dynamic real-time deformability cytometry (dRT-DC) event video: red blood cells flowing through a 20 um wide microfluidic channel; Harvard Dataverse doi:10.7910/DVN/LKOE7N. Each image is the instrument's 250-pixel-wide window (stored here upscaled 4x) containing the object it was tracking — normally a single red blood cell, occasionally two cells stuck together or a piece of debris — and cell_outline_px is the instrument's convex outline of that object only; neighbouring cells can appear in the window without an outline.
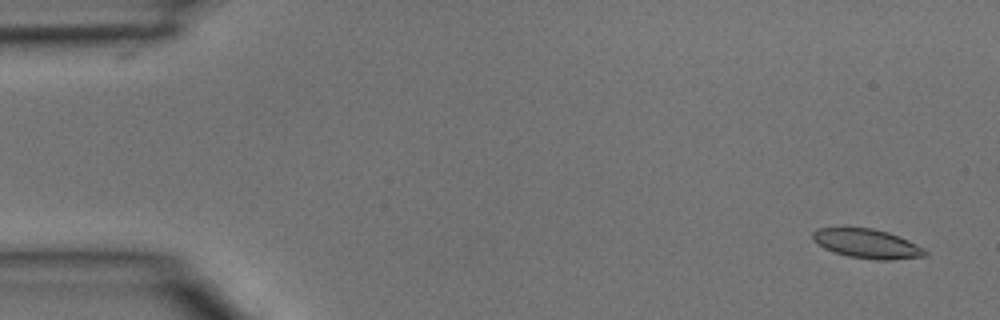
{"species": "common noctule bat (a hibernating species)", "species_latin": "Nyctalus noctula", "temperature_condition": "room temperature", "stored_images_in_passage": 3, "camera_frame_rate_fps": 3000, "um_per_image_px": 0.085, "animal": {"sex": "male", "body_mass_g": 15.6}, "frame": {"image": 1, "passage_image": 1, "time_ms": 0.0, "image_size_px": [1000, 320], "cell_outline_px": [[928, 252], [924, 256], [892, 260], [876, 260], [848, 256], [824, 248], [816, 244], [812, 240], [812, 232], [820, 228], [872, 228], [888, 232], [908, 240], [924, 248]], "centroid_in_image_um": [73.69, 20.71], "position_along_channel_um": 11.3, "area_um2": 19.07}}
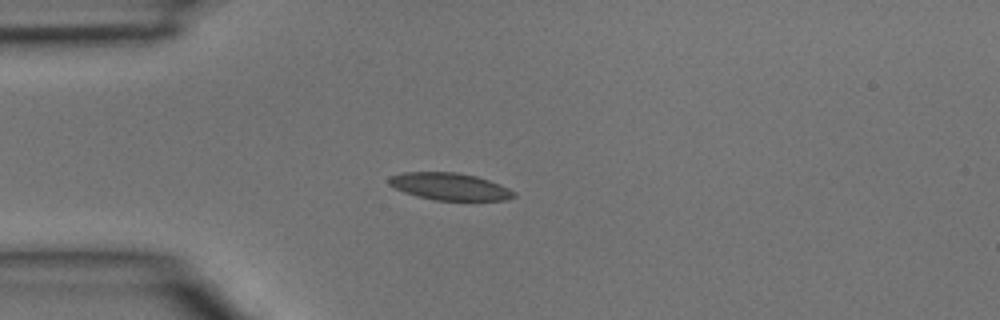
{"frame": {"image": 2, "passage_image": 3, "time_ms": 0.667, "image_size_px": [1000, 320], "cell_outline_px": [[516, 196], [504, 200], [436, 200], [416, 196], [404, 192], [388, 184], [388, 176], [404, 172], [456, 172], [476, 176], [500, 184], [516, 192]], "centroid_in_image_um": [38.21, 15.85], "position_along_channel_um": 46.8, "area_um2": 19.77}}